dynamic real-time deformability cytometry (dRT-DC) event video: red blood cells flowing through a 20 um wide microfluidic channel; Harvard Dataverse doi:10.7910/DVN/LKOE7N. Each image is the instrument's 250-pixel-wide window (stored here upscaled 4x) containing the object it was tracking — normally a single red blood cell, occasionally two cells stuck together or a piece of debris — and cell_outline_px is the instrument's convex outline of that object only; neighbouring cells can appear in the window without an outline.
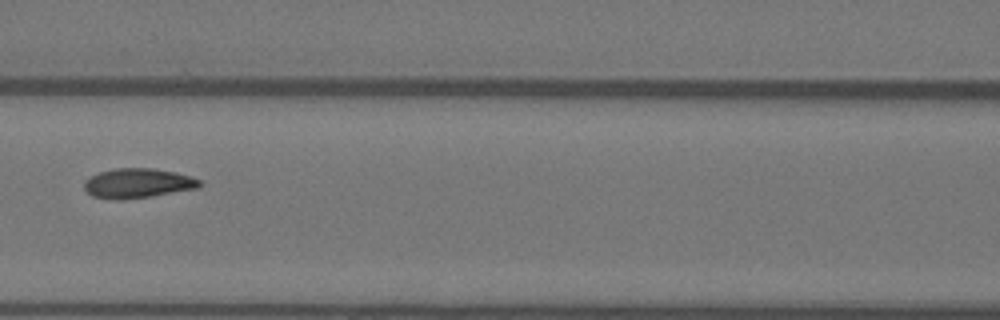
{"species": "Egyptian fruit bat (a non-hibernating species)", "species_latin": "Rousettus aegyptiacus", "temperature_condition": "warm", "stored_images_in_passage": 6, "camera_frame_rate_fps": 3000, "um_per_image_px": 0.085, "animal": {"sex": "female"}, "frame": {"image": 1, "passage_image": 3, "time_ms": 0.667, "image_size_px": [1000, 320], "cell_outline_px": [[204, 184], [200, 188], [152, 196], [116, 200], [92, 196], [84, 188], [84, 180], [100, 172], [116, 168], [152, 168], [176, 172], [192, 176], [200, 180]], "centroid_in_image_um": [11.77, 15.57], "position_along_channel_um": 154.8, "area_um2": 20.06}}
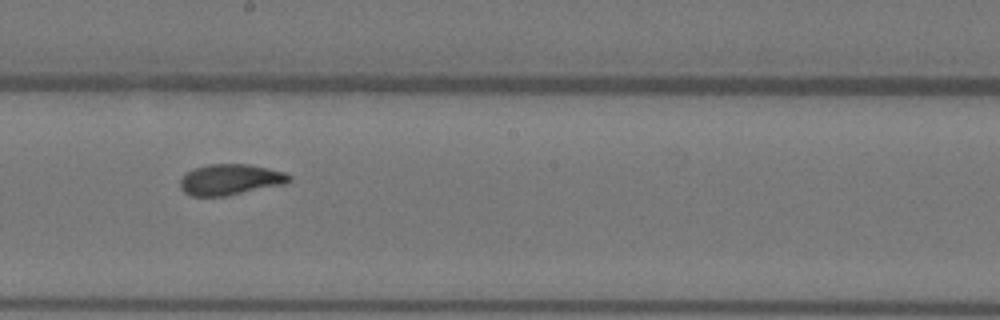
{"frame": {"image": 2, "passage_image": 5, "time_ms": 1.333, "image_size_px": [1000, 320], "cell_outline_px": [[292, 180], [284, 184], [224, 196], [192, 196], [184, 192], [180, 188], [180, 180], [188, 172], [196, 168], [208, 164], [248, 164], [268, 168], [284, 172], [292, 176]], "centroid_in_image_um": [19.59, 15.26], "position_along_channel_um": 228.6, "area_um2": 19.42}}
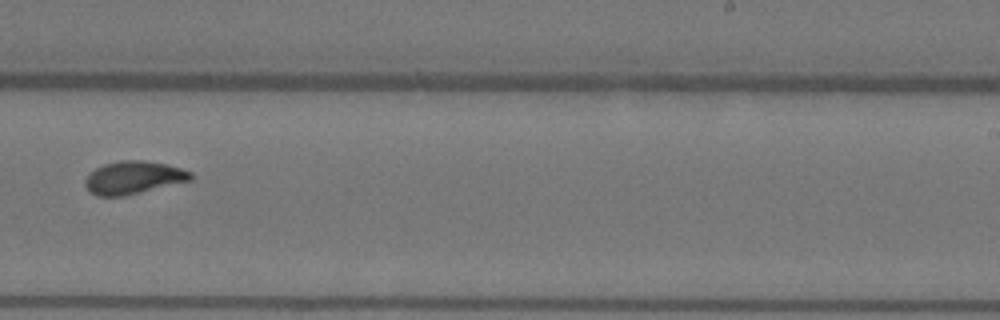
{"frame": {"image": 3, "passage_image": 6, "time_ms": 1.667, "image_size_px": [1000, 320], "cell_outline_px": [[192, 180], [124, 196], [96, 196], [84, 184], [84, 180], [96, 168], [104, 164], [120, 160], [144, 160], [164, 164], [180, 168], [192, 172]], "centroid_in_image_um": [11.35, 15.09], "position_along_channel_um": 277.7, "area_um2": 20.0}}